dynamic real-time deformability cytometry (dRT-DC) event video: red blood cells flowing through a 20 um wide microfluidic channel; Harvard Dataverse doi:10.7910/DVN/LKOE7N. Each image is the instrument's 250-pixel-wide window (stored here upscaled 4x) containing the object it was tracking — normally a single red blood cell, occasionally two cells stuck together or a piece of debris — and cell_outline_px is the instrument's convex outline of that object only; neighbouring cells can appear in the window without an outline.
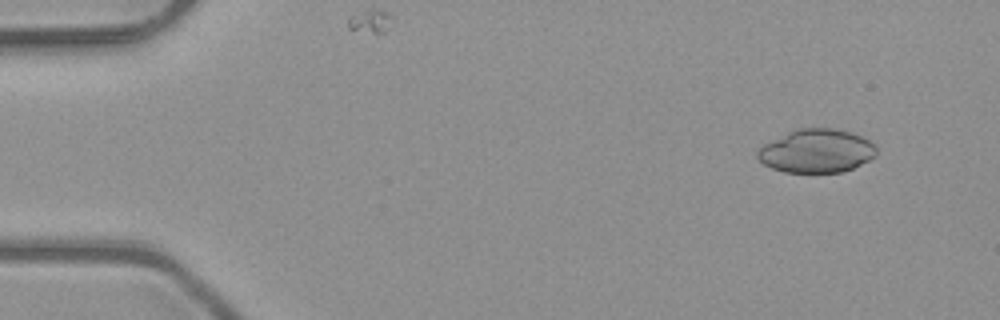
{"species": "common noctule bat (a hibernating species)", "species_latin": "Nyctalus noctula", "temperature_condition": "room temperature", "stored_images_in_passage": 4, "camera_frame_rate_fps": 3000, "um_per_image_px": 0.085, "animal": {"sex": "male", "body_mass_g": 23.1, "forearm_length_mm": 52.7}, "frame": {"image": 1, "passage_image": 1, "time_ms": 0.0, "image_size_px": [1000, 320], "cell_outline_px": [[876, 156], [852, 168], [840, 172], [784, 172], [772, 168], [764, 164], [756, 156], [756, 152], [764, 144], [796, 128], [832, 128], [852, 132], [876, 144]], "centroid_in_image_um": [69.4, 12.82], "position_along_channel_um": 15.6, "area_um2": 30.0}}